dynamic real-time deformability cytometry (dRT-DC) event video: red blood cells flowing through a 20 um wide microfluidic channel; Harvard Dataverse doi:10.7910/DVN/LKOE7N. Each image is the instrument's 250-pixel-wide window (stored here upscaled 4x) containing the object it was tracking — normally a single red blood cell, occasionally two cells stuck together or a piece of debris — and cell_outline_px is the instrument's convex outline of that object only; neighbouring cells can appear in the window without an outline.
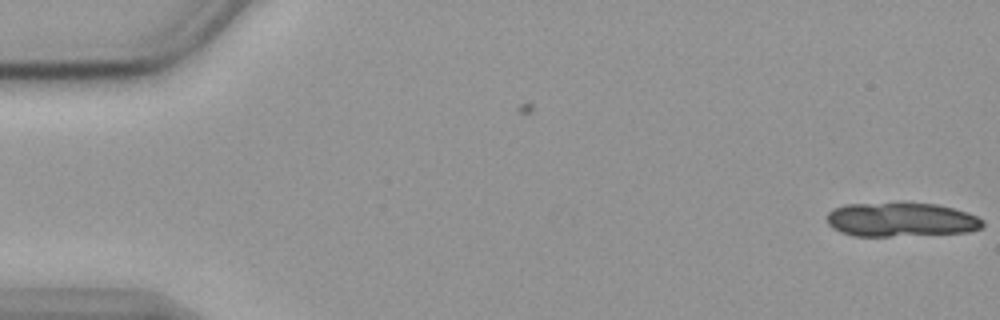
{"species": "common noctule bat (a hibernating species)", "species_latin": "Nyctalus noctula", "temperature_condition": "cold", "stored_images_in_passage": 7, "camera_frame_rate_fps": 3000, "um_per_image_px": 0.085, "animal": {"sex": "female", "body_mass_g": 19.9}, "frame": {"image": 1, "passage_image": 7, "time_ms": 2.0, "image_size_px": [1000, 320], "cell_outline_px": [[984, 224], [980, 228], [968, 232], [892, 236], [852, 236], [840, 232], [832, 228], [828, 224], [828, 212], [832, 208], [844, 204], [936, 204], [968, 212], [984, 220]], "centroid_in_image_um": [76.56, 18.68], "position_along_channel_um": 8.4, "area_um2": 30.69}}